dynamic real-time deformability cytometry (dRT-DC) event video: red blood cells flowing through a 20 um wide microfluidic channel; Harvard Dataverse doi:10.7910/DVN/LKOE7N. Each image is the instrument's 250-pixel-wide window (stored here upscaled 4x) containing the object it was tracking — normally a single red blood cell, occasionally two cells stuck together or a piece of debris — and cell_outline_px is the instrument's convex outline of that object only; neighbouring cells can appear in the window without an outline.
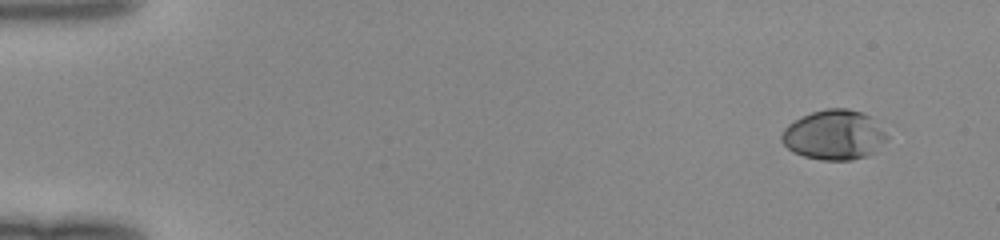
{"species": "human", "species_latin": "Homo sapiens", "temperature_condition": "room temperature", "stored_images_in_passage": 47, "camera_frame_rate_fps": 3000, "um_per_image_px": 0.085, "donor": {"sex": "female"}, "frame": {"image": 1, "passage_image": 1, "time_ms": 0.0, "image_size_px": [1000, 240], "cell_outline_px": [[888, 140], [876, 152], [868, 156], [852, 160], [820, 160], [804, 156], [792, 152], [780, 140], [780, 136], [784, 128], [788, 124], [812, 112], [824, 108], [848, 108], [860, 112], [868, 116], [888, 136]], "centroid_in_image_um": [70.89, 11.49], "position_along_channel_um": 14.1, "area_um2": 30.58}}
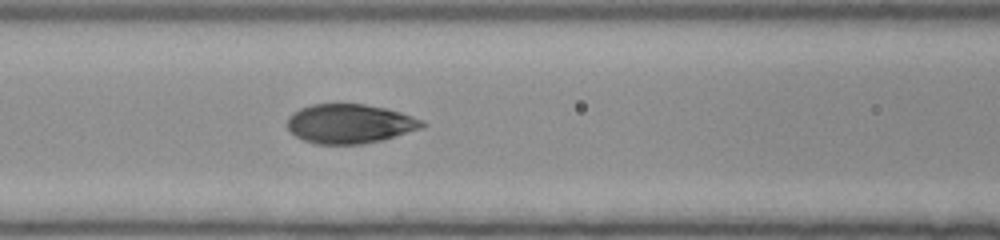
{"frame": {"image": 2, "passage_image": 20, "time_ms": 6.333, "image_size_px": [1000, 240], "cell_outline_px": [[428, 124], [424, 128], [380, 140], [364, 144], [316, 144], [304, 140], [296, 136], [288, 128], [288, 116], [292, 112], [300, 108], [312, 104], [364, 104], [384, 108], [400, 112], [412, 116]], "centroid_in_image_um": [29.73, 10.51], "position_along_channel_um": 136.9, "area_um2": 30.81}}
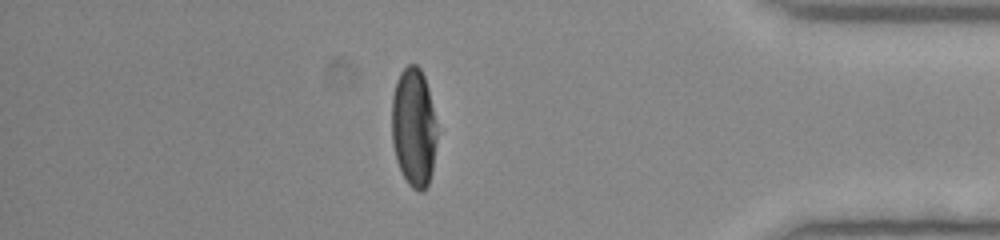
{"frame": {"image": 3, "passage_image": 41, "time_ms": 13.333, "image_size_px": [1000, 240], "cell_outline_px": [[436, 140], [432, 168], [428, 184], [424, 192], [420, 192], [412, 188], [408, 184], [396, 160], [392, 140], [392, 96], [396, 80], [400, 72], [408, 64], [416, 64], [420, 68], [424, 76], [428, 88], [436, 124]], "centroid_in_image_um": [35.15, 10.81], "position_along_channel_um": 400.0, "area_um2": 31.27}}